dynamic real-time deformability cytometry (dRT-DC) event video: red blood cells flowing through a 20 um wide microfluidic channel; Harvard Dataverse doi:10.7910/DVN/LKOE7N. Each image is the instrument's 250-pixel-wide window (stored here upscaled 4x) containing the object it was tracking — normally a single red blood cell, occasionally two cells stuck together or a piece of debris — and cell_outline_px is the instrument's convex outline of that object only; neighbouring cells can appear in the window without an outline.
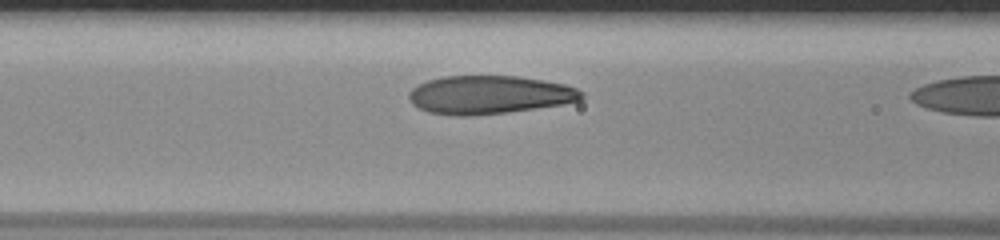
{"species": "human", "species_latin": "Homo sapiens", "temperature_condition": "room temperature", "stored_images_in_passage": 9, "camera_frame_rate_fps": 3000, "um_per_image_px": 0.085, "donor": {"sex": "male"}, "frame": {"image": 1, "passage_image": 8, "time_ms": 2.333, "image_size_px": [1000, 240], "cell_outline_px": [[584, 96], [580, 100], [564, 104], [508, 112], [472, 116], [452, 116], [428, 112], [412, 104], [408, 96], [408, 92], [412, 88], [428, 80], [444, 76], [516, 76], [544, 80], [564, 84], [576, 88], [584, 92]], "centroid_in_image_um": [41.59, 8.06], "position_along_channel_um": 125.0, "area_um2": 38.73}}